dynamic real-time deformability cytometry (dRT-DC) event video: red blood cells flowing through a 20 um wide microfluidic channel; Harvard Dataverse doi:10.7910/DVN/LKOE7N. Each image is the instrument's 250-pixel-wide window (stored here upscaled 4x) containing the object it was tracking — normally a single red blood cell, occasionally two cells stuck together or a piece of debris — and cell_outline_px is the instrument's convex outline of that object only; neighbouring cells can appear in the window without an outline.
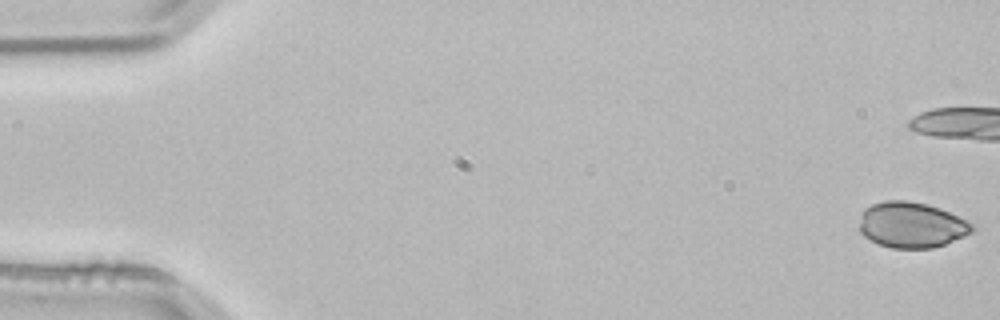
{"species": "common noctule bat (a hibernating species)", "species_latin": "Nyctalus noctula", "temperature_condition": "room temperature", "stored_images_in_passage": 30, "camera_frame_rate_fps": 3000, "um_per_image_px": 0.085, "animal": {"sex": "male", "body_mass_g": 21.5, "forearm_length_mm": 52.0}, "frame": {"image": 1, "passage_image": 1, "time_ms": 0.0, "image_size_px": [1000, 320], "cell_outline_px": [[976, 228], [972, 232], [964, 236], [944, 244], [932, 248], [892, 248], [880, 244], [864, 236], [860, 232], [860, 224], [864, 208], [872, 204], [884, 200], [908, 200], [940, 208], [972, 224]], "centroid_in_image_um": [77.47, 19.11], "position_along_channel_um": 7.5, "area_um2": 29.71}}
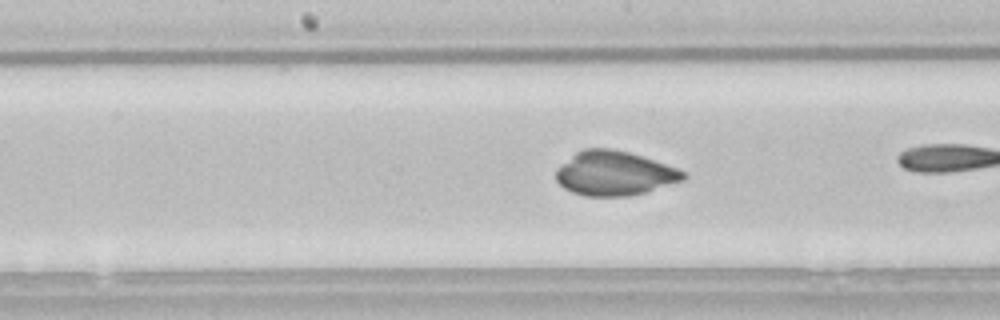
{"frame": {"image": 2, "passage_image": 27, "time_ms": 8.667, "image_size_px": [1000, 320], "cell_outline_px": [[688, 176], [684, 180], [648, 192], [628, 196], [584, 196], [572, 192], [564, 188], [556, 180], [556, 168], [576, 152], [584, 148], [608, 148], [628, 152], [688, 172]], "centroid_in_image_um": [52.23, 14.75], "position_along_channel_um": 196.0, "area_um2": 32.95}}